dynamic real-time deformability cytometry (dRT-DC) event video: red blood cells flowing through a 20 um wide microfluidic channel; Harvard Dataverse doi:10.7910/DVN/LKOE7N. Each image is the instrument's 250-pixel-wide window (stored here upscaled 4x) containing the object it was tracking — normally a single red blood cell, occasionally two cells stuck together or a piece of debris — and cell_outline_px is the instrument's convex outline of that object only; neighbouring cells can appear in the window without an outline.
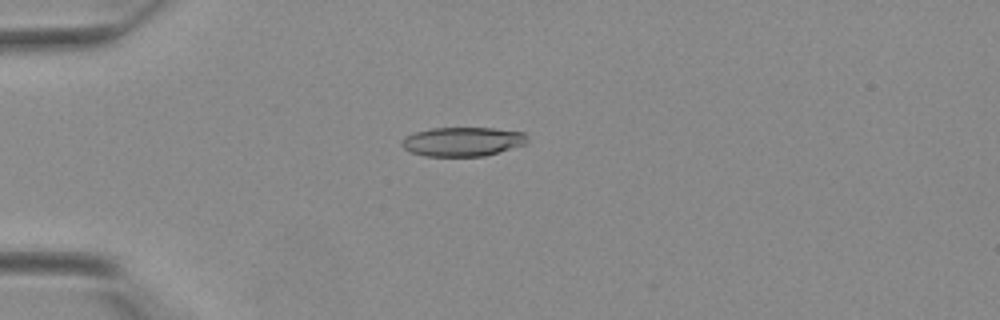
{"species": "Egyptian fruit bat (a non-hibernating species)", "species_latin": "Rousettus aegyptiacus", "temperature_condition": "warm", "stored_images_in_passage": 41, "camera_frame_rate_fps": 3000, "um_per_image_px": 0.085, "animal": {"sex": "female"}, "frame": {"image": 1, "passage_image": 11, "time_ms": 3.333, "image_size_px": [1000, 320], "cell_outline_px": [[528, 140], [524, 144], [484, 156], [424, 156], [412, 152], [404, 148], [400, 144], [400, 140], [404, 136], [416, 132], [432, 128], [492, 128], [524, 132], [528, 136]], "centroid_in_image_um": [39.29, 12.03], "position_along_channel_um": 45.7, "area_um2": 21.27}}
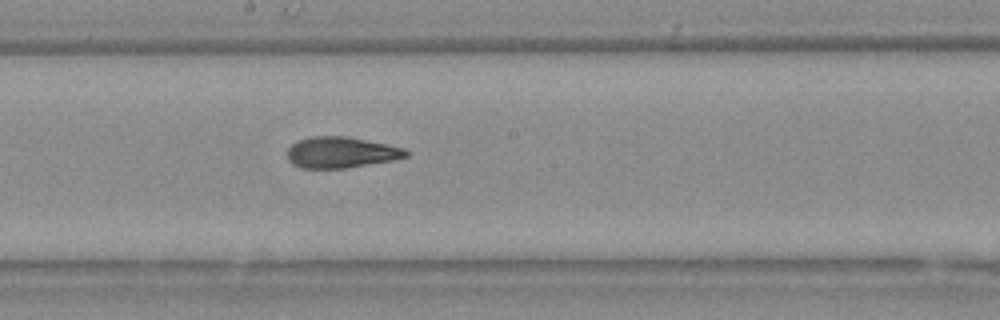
{"frame": {"image": 2, "passage_image": 23, "time_ms": 7.333, "image_size_px": [1000, 320], "cell_outline_px": [[408, 156], [392, 160], [344, 168], [300, 168], [292, 164], [288, 160], [288, 148], [292, 144], [300, 140], [312, 136], [348, 136], [388, 144], [404, 148], [408, 152]], "centroid_in_image_um": [28.98, 12.95], "position_along_channel_um": 219.2, "area_um2": 21.39}}
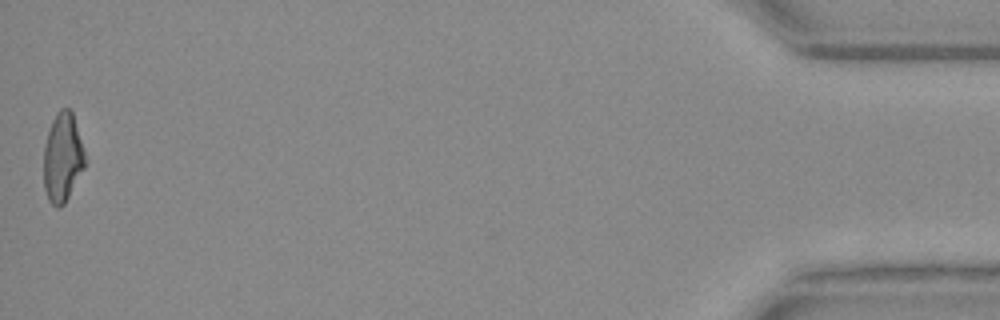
{"frame": {"image": 3, "passage_image": 41, "time_ms": 13.333, "image_size_px": [1000, 320], "cell_outline_px": [[88, 160], [84, 168], [64, 204], [60, 208], [56, 208], [48, 200], [44, 188], [44, 148], [48, 132], [52, 120], [56, 112], [60, 108], [68, 108], [72, 112]], "centroid_in_image_um": [5.33, 13.4], "position_along_channel_um": 429.9, "area_um2": 21.62}}